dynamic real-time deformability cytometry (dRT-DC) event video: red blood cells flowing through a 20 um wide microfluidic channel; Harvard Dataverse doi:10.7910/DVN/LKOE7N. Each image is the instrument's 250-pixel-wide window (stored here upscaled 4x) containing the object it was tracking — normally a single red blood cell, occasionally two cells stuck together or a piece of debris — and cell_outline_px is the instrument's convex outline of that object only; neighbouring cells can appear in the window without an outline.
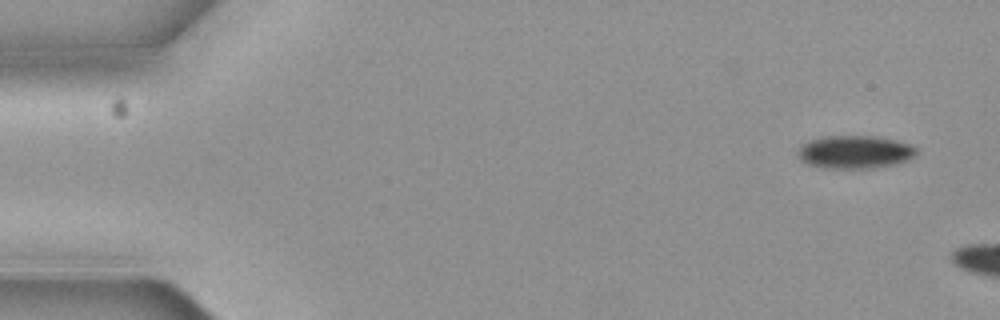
{"species": "common noctule bat (a hibernating species)", "species_latin": "Nyctalus noctula", "temperature_condition": "cold", "stored_images_in_passage": 3, "camera_frame_rate_fps": 3000, "um_per_image_px": 0.085, "animal": {"sex": "female", "body_mass_g": 19.3, "forearm_length_mm": 54.1}, "frame": {"image": 1, "passage_image": 1, "time_ms": 0.0, "image_size_px": [1000, 320], "cell_outline_px": [[916, 156], [908, 160], [896, 164], [876, 168], [820, 168], [808, 164], [800, 160], [796, 156], [796, 152], [804, 144], [812, 140], [828, 136], [872, 136], [896, 140], [912, 144], [916, 148]], "centroid_in_image_um": [72.68, 12.94], "position_along_channel_um": 12.3, "area_um2": 22.95}}